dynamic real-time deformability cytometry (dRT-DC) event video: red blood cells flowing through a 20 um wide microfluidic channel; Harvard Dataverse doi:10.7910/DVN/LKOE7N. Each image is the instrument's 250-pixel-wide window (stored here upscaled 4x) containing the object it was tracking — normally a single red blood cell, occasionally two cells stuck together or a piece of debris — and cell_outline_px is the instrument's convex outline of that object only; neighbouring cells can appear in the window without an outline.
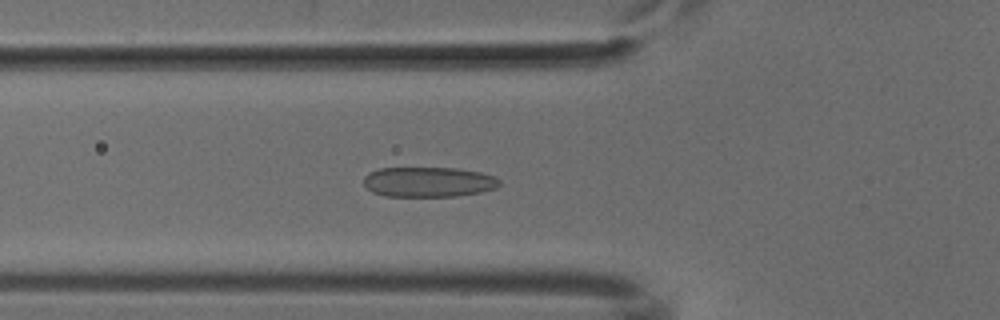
{"species": "common noctule bat (a hibernating species)", "species_latin": "Nyctalus noctula", "temperature_condition": "cold", "stored_images_in_passage": 52, "camera_frame_rate_fps": 3000, "um_per_image_px": 0.085, "animal": {"sex": "male", "body_mass_g": 18.8}, "frame": {"image": 1, "passage_image": 19, "time_ms": 6.0, "image_size_px": [1000, 320], "cell_outline_px": [[500, 184], [496, 188], [480, 192], [456, 196], [384, 196], [372, 192], [364, 184], [364, 176], [368, 172], [380, 168], [456, 168], [480, 172], [492, 176], [500, 180]], "centroid_in_image_um": [36.4, 15.46], "position_along_channel_um": 89.4, "area_um2": 23.76}}
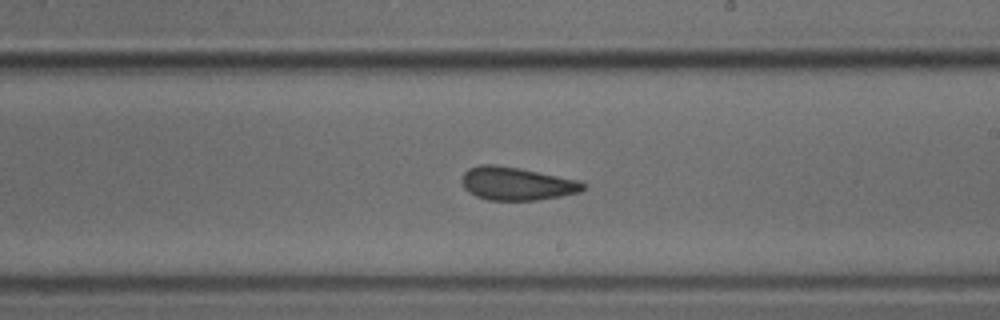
{"frame": {"image": 2, "passage_image": 31, "time_ms": 10.0, "image_size_px": [1000, 320], "cell_outline_px": [[588, 184], [580, 192], [560, 196], [536, 200], [488, 200], [476, 196], [468, 192], [464, 188], [460, 180], [464, 172], [468, 168], [480, 164], [496, 164], [520, 168], [576, 180]], "centroid_in_image_um": [43.86, 15.6], "position_along_channel_um": 245.1, "area_um2": 23.47}}
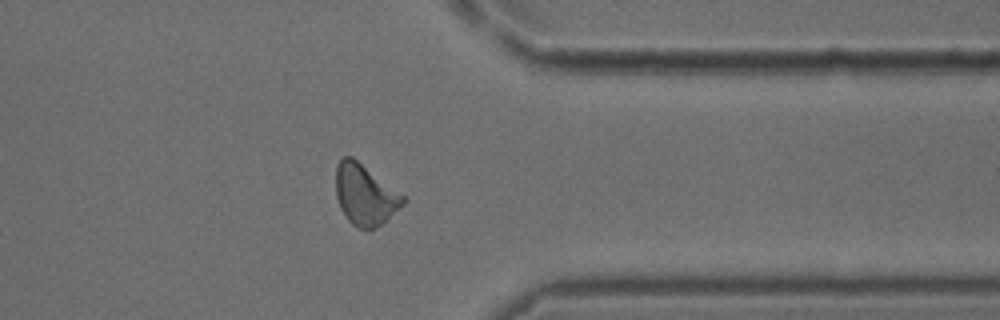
{"frame": {"image": 3, "passage_image": 42, "time_ms": 13.667, "image_size_px": [1000, 320], "cell_outline_px": [[408, 200], [404, 204], [376, 228], [360, 228], [352, 224], [348, 220], [340, 208], [336, 196], [336, 164], [344, 156], [352, 156], [404, 196]], "centroid_in_image_um": [31.01, 16.54], "position_along_channel_um": 380.4, "area_um2": 23.47}}